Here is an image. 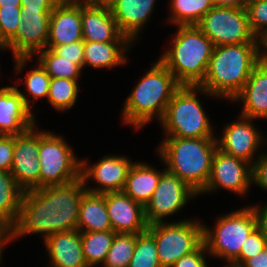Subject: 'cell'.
<instances>
[{"label":"cell","instance_id":"60d3db41","mask_svg":"<svg viewBox=\"0 0 267 267\" xmlns=\"http://www.w3.org/2000/svg\"><path fill=\"white\" fill-rule=\"evenodd\" d=\"M257 157L252 165V183L267 191V153Z\"/></svg>","mask_w":267,"mask_h":267},{"label":"cell","instance_id":"ac0fdd59","mask_svg":"<svg viewBox=\"0 0 267 267\" xmlns=\"http://www.w3.org/2000/svg\"><path fill=\"white\" fill-rule=\"evenodd\" d=\"M105 206L114 232L142 234L147 231L144 206L123 191L105 193Z\"/></svg>","mask_w":267,"mask_h":267},{"label":"cell","instance_id":"74e56055","mask_svg":"<svg viewBox=\"0 0 267 267\" xmlns=\"http://www.w3.org/2000/svg\"><path fill=\"white\" fill-rule=\"evenodd\" d=\"M62 59L76 60V64L83 68L84 63V40L72 42L70 44H63L60 46H48Z\"/></svg>","mask_w":267,"mask_h":267},{"label":"cell","instance_id":"e575fe53","mask_svg":"<svg viewBox=\"0 0 267 267\" xmlns=\"http://www.w3.org/2000/svg\"><path fill=\"white\" fill-rule=\"evenodd\" d=\"M51 77L46 73L42 66H38L27 72L24 83L29 96L33 100L48 96Z\"/></svg>","mask_w":267,"mask_h":267},{"label":"cell","instance_id":"f5cc1de1","mask_svg":"<svg viewBox=\"0 0 267 267\" xmlns=\"http://www.w3.org/2000/svg\"><path fill=\"white\" fill-rule=\"evenodd\" d=\"M251 1H253V0H245L246 4H247L248 2H251Z\"/></svg>","mask_w":267,"mask_h":267},{"label":"cell","instance_id":"f907efd6","mask_svg":"<svg viewBox=\"0 0 267 267\" xmlns=\"http://www.w3.org/2000/svg\"><path fill=\"white\" fill-rule=\"evenodd\" d=\"M59 3H64V2H81L84 0H57Z\"/></svg>","mask_w":267,"mask_h":267},{"label":"cell","instance_id":"7402d4cb","mask_svg":"<svg viewBox=\"0 0 267 267\" xmlns=\"http://www.w3.org/2000/svg\"><path fill=\"white\" fill-rule=\"evenodd\" d=\"M81 24L84 41L112 42L122 34L111 9L96 7L85 1H81Z\"/></svg>","mask_w":267,"mask_h":267},{"label":"cell","instance_id":"7dc6e473","mask_svg":"<svg viewBox=\"0 0 267 267\" xmlns=\"http://www.w3.org/2000/svg\"><path fill=\"white\" fill-rule=\"evenodd\" d=\"M214 6L246 7L245 0H212Z\"/></svg>","mask_w":267,"mask_h":267},{"label":"cell","instance_id":"8d00e7d4","mask_svg":"<svg viewBox=\"0 0 267 267\" xmlns=\"http://www.w3.org/2000/svg\"><path fill=\"white\" fill-rule=\"evenodd\" d=\"M267 247V238L256 227L251 234L243 242L240 255L232 262L237 265H242L247 259L256 256Z\"/></svg>","mask_w":267,"mask_h":267},{"label":"cell","instance_id":"cb8c5ba5","mask_svg":"<svg viewBox=\"0 0 267 267\" xmlns=\"http://www.w3.org/2000/svg\"><path fill=\"white\" fill-rule=\"evenodd\" d=\"M131 44L132 41L124 34L112 42L84 41L83 67L88 65L94 68H112L126 64L128 59L124 53L129 52Z\"/></svg>","mask_w":267,"mask_h":267},{"label":"cell","instance_id":"ba28073f","mask_svg":"<svg viewBox=\"0 0 267 267\" xmlns=\"http://www.w3.org/2000/svg\"><path fill=\"white\" fill-rule=\"evenodd\" d=\"M40 188L65 185L81 178V161L64 138L39 131Z\"/></svg>","mask_w":267,"mask_h":267},{"label":"cell","instance_id":"b9f144b4","mask_svg":"<svg viewBox=\"0 0 267 267\" xmlns=\"http://www.w3.org/2000/svg\"><path fill=\"white\" fill-rule=\"evenodd\" d=\"M59 2L57 0H21L22 12H52Z\"/></svg>","mask_w":267,"mask_h":267},{"label":"cell","instance_id":"30bf717a","mask_svg":"<svg viewBox=\"0 0 267 267\" xmlns=\"http://www.w3.org/2000/svg\"><path fill=\"white\" fill-rule=\"evenodd\" d=\"M214 44L258 43L246 7L214 6L196 25Z\"/></svg>","mask_w":267,"mask_h":267},{"label":"cell","instance_id":"7bdbcfd3","mask_svg":"<svg viewBox=\"0 0 267 267\" xmlns=\"http://www.w3.org/2000/svg\"><path fill=\"white\" fill-rule=\"evenodd\" d=\"M14 240V229L13 224L0 219V262L2 257L3 247Z\"/></svg>","mask_w":267,"mask_h":267},{"label":"cell","instance_id":"bcb514c9","mask_svg":"<svg viewBox=\"0 0 267 267\" xmlns=\"http://www.w3.org/2000/svg\"><path fill=\"white\" fill-rule=\"evenodd\" d=\"M258 51L261 59L267 58V29L257 37ZM264 50V51H263Z\"/></svg>","mask_w":267,"mask_h":267},{"label":"cell","instance_id":"5bb4252c","mask_svg":"<svg viewBox=\"0 0 267 267\" xmlns=\"http://www.w3.org/2000/svg\"><path fill=\"white\" fill-rule=\"evenodd\" d=\"M252 184V165L217 149L213 155L211 173L205 189L213 192L219 187L245 195Z\"/></svg>","mask_w":267,"mask_h":267},{"label":"cell","instance_id":"9a60e30c","mask_svg":"<svg viewBox=\"0 0 267 267\" xmlns=\"http://www.w3.org/2000/svg\"><path fill=\"white\" fill-rule=\"evenodd\" d=\"M30 99L17 86L0 88V135H20L33 128Z\"/></svg>","mask_w":267,"mask_h":267},{"label":"cell","instance_id":"83f0119b","mask_svg":"<svg viewBox=\"0 0 267 267\" xmlns=\"http://www.w3.org/2000/svg\"><path fill=\"white\" fill-rule=\"evenodd\" d=\"M23 192L10 172L0 171V219L15 223Z\"/></svg>","mask_w":267,"mask_h":267},{"label":"cell","instance_id":"603a6c76","mask_svg":"<svg viewBox=\"0 0 267 267\" xmlns=\"http://www.w3.org/2000/svg\"><path fill=\"white\" fill-rule=\"evenodd\" d=\"M154 3L155 0H118L111 9L118 30L136 41L139 30L152 15Z\"/></svg>","mask_w":267,"mask_h":267},{"label":"cell","instance_id":"f35d334b","mask_svg":"<svg viewBox=\"0 0 267 267\" xmlns=\"http://www.w3.org/2000/svg\"><path fill=\"white\" fill-rule=\"evenodd\" d=\"M14 153V135H0V171H11Z\"/></svg>","mask_w":267,"mask_h":267},{"label":"cell","instance_id":"c3c4849f","mask_svg":"<svg viewBox=\"0 0 267 267\" xmlns=\"http://www.w3.org/2000/svg\"><path fill=\"white\" fill-rule=\"evenodd\" d=\"M86 3L107 9H112L118 0H84Z\"/></svg>","mask_w":267,"mask_h":267},{"label":"cell","instance_id":"6da1fadb","mask_svg":"<svg viewBox=\"0 0 267 267\" xmlns=\"http://www.w3.org/2000/svg\"><path fill=\"white\" fill-rule=\"evenodd\" d=\"M86 192L82 178L65 185L24 191L13 224L14 239L40 233L45 241L54 233L77 230L79 206Z\"/></svg>","mask_w":267,"mask_h":267},{"label":"cell","instance_id":"816d5d0a","mask_svg":"<svg viewBox=\"0 0 267 267\" xmlns=\"http://www.w3.org/2000/svg\"><path fill=\"white\" fill-rule=\"evenodd\" d=\"M225 267H243L242 265H237L234 263H228L227 265H225Z\"/></svg>","mask_w":267,"mask_h":267},{"label":"cell","instance_id":"8fae6325","mask_svg":"<svg viewBox=\"0 0 267 267\" xmlns=\"http://www.w3.org/2000/svg\"><path fill=\"white\" fill-rule=\"evenodd\" d=\"M51 13L22 12V21L18 25L16 37L5 47L12 50L16 72L22 71L26 62L33 60V55L46 49Z\"/></svg>","mask_w":267,"mask_h":267},{"label":"cell","instance_id":"5b68a950","mask_svg":"<svg viewBox=\"0 0 267 267\" xmlns=\"http://www.w3.org/2000/svg\"><path fill=\"white\" fill-rule=\"evenodd\" d=\"M177 27L171 47L159 60L180 85L198 86L205 77L214 44L196 25Z\"/></svg>","mask_w":267,"mask_h":267},{"label":"cell","instance_id":"d4e9b609","mask_svg":"<svg viewBox=\"0 0 267 267\" xmlns=\"http://www.w3.org/2000/svg\"><path fill=\"white\" fill-rule=\"evenodd\" d=\"M163 172L149 164L133 163L129 169L123 192L144 207L151 200Z\"/></svg>","mask_w":267,"mask_h":267},{"label":"cell","instance_id":"9c48e42d","mask_svg":"<svg viewBox=\"0 0 267 267\" xmlns=\"http://www.w3.org/2000/svg\"><path fill=\"white\" fill-rule=\"evenodd\" d=\"M204 225L198 221H167L149 225L147 232L156 242L161 267H171L177 260L197 250L203 243Z\"/></svg>","mask_w":267,"mask_h":267},{"label":"cell","instance_id":"d590c367","mask_svg":"<svg viewBox=\"0 0 267 267\" xmlns=\"http://www.w3.org/2000/svg\"><path fill=\"white\" fill-rule=\"evenodd\" d=\"M248 20L253 34L258 37L267 29V0H253L246 4Z\"/></svg>","mask_w":267,"mask_h":267},{"label":"cell","instance_id":"7a4b0ae2","mask_svg":"<svg viewBox=\"0 0 267 267\" xmlns=\"http://www.w3.org/2000/svg\"><path fill=\"white\" fill-rule=\"evenodd\" d=\"M258 43L214 46L203 81L198 85L216 98H233L261 61Z\"/></svg>","mask_w":267,"mask_h":267},{"label":"cell","instance_id":"d6a6232c","mask_svg":"<svg viewBox=\"0 0 267 267\" xmlns=\"http://www.w3.org/2000/svg\"><path fill=\"white\" fill-rule=\"evenodd\" d=\"M129 267H161L156 242L147 231L137 235Z\"/></svg>","mask_w":267,"mask_h":267},{"label":"cell","instance_id":"836d02e7","mask_svg":"<svg viewBox=\"0 0 267 267\" xmlns=\"http://www.w3.org/2000/svg\"><path fill=\"white\" fill-rule=\"evenodd\" d=\"M21 21V7L0 8V46L3 50L16 37Z\"/></svg>","mask_w":267,"mask_h":267},{"label":"cell","instance_id":"4316f807","mask_svg":"<svg viewBox=\"0 0 267 267\" xmlns=\"http://www.w3.org/2000/svg\"><path fill=\"white\" fill-rule=\"evenodd\" d=\"M169 20L177 26L197 25L213 7L212 0H171Z\"/></svg>","mask_w":267,"mask_h":267},{"label":"cell","instance_id":"7c38bea8","mask_svg":"<svg viewBox=\"0 0 267 267\" xmlns=\"http://www.w3.org/2000/svg\"><path fill=\"white\" fill-rule=\"evenodd\" d=\"M196 195L198 193L178 176L163 170L151 200L144 207L147 225L163 222L164 217L178 212Z\"/></svg>","mask_w":267,"mask_h":267},{"label":"cell","instance_id":"277c9868","mask_svg":"<svg viewBox=\"0 0 267 267\" xmlns=\"http://www.w3.org/2000/svg\"><path fill=\"white\" fill-rule=\"evenodd\" d=\"M181 85L172 72L158 60L128 96L123 107L124 123L140 129L155 116L161 120L174 92Z\"/></svg>","mask_w":267,"mask_h":267},{"label":"cell","instance_id":"ab89813d","mask_svg":"<svg viewBox=\"0 0 267 267\" xmlns=\"http://www.w3.org/2000/svg\"><path fill=\"white\" fill-rule=\"evenodd\" d=\"M204 253L206 255L208 251L205 244L203 243L194 252L177 260L171 267H208Z\"/></svg>","mask_w":267,"mask_h":267},{"label":"cell","instance_id":"484cf974","mask_svg":"<svg viewBox=\"0 0 267 267\" xmlns=\"http://www.w3.org/2000/svg\"><path fill=\"white\" fill-rule=\"evenodd\" d=\"M77 230L80 232H98L112 230L105 206V193L86 192L79 206Z\"/></svg>","mask_w":267,"mask_h":267},{"label":"cell","instance_id":"ffe728a7","mask_svg":"<svg viewBox=\"0 0 267 267\" xmlns=\"http://www.w3.org/2000/svg\"><path fill=\"white\" fill-rule=\"evenodd\" d=\"M232 101L243 102L241 115L267 119V60L262 59L252 70L245 86Z\"/></svg>","mask_w":267,"mask_h":267},{"label":"cell","instance_id":"e0dca14e","mask_svg":"<svg viewBox=\"0 0 267 267\" xmlns=\"http://www.w3.org/2000/svg\"><path fill=\"white\" fill-rule=\"evenodd\" d=\"M239 117L238 121L228 123L221 139L216 140L217 149L253 165L255 153L264 142L263 136L251 123L252 118L243 115Z\"/></svg>","mask_w":267,"mask_h":267},{"label":"cell","instance_id":"4dcf8cb0","mask_svg":"<svg viewBox=\"0 0 267 267\" xmlns=\"http://www.w3.org/2000/svg\"><path fill=\"white\" fill-rule=\"evenodd\" d=\"M78 91L76 80L51 78L47 100L55 110H68L76 103Z\"/></svg>","mask_w":267,"mask_h":267},{"label":"cell","instance_id":"44dd1931","mask_svg":"<svg viewBox=\"0 0 267 267\" xmlns=\"http://www.w3.org/2000/svg\"><path fill=\"white\" fill-rule=\"evenodd\" d=\"M50 267H88L83 253L81 232H57L45 241Z\"/></svg>","mask_w":267,"mask_h":267},{"label":"cell","instance_id":"2e32d148","mask_svg":"<svg viewBox=\"0 0 267 267\" xmlns=\"http://www.w3.org/2000/svg\"><path fill=\"white\" fill-rule=\"evenodd\" d=\"M86 161L81 160V178L85 183L89 178L93 179L99 185L94 189L86 186L88 192L96 194L122 191L133 164L127 157L117 155L105 156L91 167Z\"/></svg>","mask_w":267,"mask_h":267},{"label":"cell","instance_id":"f546056e","mask_svg":"<svg viewBox=\"0 0 267 267\" xmlns=\"http://www.w3.org/2000/svg\"><path fill=\"white\" fill-rule=\"evenodd\" d=\"M38 62L51 78L78 80L81 70L76 60L62 59L52 49H44L36 53Z\"/></svg>","mask_w":267,"mask_h":267},{"label":"cell","instance_id":"4fadbf2b","mask_svg":"<svg viewBox=\"0 0 267 267\" xmlns=\"http://www.w3.org/2000/svg\"><path fill=\"white\" fill-rule=\"evenodd\" d=\"M35 126L14 136L11 175L23 191L40 188L39 132Z\"/></svg>","mask_w":267,"mask_h":267},{"label":"cell","instance_id":"3957f363","mask_svg":"<svg viewBox=\"0 0 267 267\" xmlns=\"http://www.w3.org/2000/svg\"><path fill=\"white\" fill-rule=\"evenodd\" d=\"M216 140L215 137H166L158 148L159 158L167 171L200 194L210 177Z\"/></svg>","mask_w":267,"mask_h":267},{"label":"cell","instance_id":"681fc988","mask_svg":"<svg viewBox=\"0 0 267 267\" xmlns=\"http://www.w3.org/2000/svg\"><path fill=\"white\" fill-rule=\"evenodd\" d=\"M21 7V0H0V8Z\"/></svg>","mask_w":267,"mask_h":267},{"label":"cell","instance_id":"52a82bcc","mask_svg":"<svg viewBox=\"0 0 267 267\" xmlns=\"http://www.w3.org/2000/svg\"><path fill=\"white\" fill-rule=\"evenodd\" d=\"M256 227L251 206L221 216L214 231L204 225L203 240L208 254L232 263L240 255L243 242Z\"/></svg>","mask_w":267,"mask_h":267},{"label":"cell","instance_id":"f6af8a7d","mask_svg":"<svg viewBox=\"0 0 267 267\" xmlns=\"http://www.w3.org/2000/svg\"><path fill=\"white\" fill-rule=\"evenodd\" d=\"M243 267H267V247L256 256L247 259L243 264Z\"/></svg>","mask_w":267,"mask_h":267},{"label":"cell","instance_id":"8992f818","mask_svg":"<svg viewBox=\"0 0 267 267\" xmlns=\"http://www.w3.org/2000/svg\"><path fill=\"white\" fill-rule=\"evenodd\" d=\"M210 95L200 86L181 85L173 94L160 120L166 137L200 138L214 137L207 114L203 110L197 92Z\"/></svg>","mask_w":267,"mask_h":267},{"label":"cell","instance_id":"1f68e13d","mask_svg":"<svg viewBox=\"0 0 267 267\" xmlns=\"http://www.w3.org/2000/svg\"><path fill=\"white\" fill-rule=\"evenodd\" d=\"M138 234L115 233L106 259L101 267H129Z\"/></svg>","mask_w":267,"mask_h":267},{"label":"cell","instance_id":"d6986e66","mask_svg":"<svg viewBox=\"0 0 267 267\" xmlns=\"http://www.w3.org/2000/svg\"><path fill=\"white\" fill-rule=\"evenodd\" d=\"M83 40L81 2L58 3L50 15L47 46H60Z\"/></svg>","mask_w":267,"mask_h":267},{"label":"cell","instance_id":"ee69618b","mask_svg":"<svg viewBox=\"0 0 267 267\" xmlns=\"http://www.w3.org/2000/svg\"><path fill=\"white\" fill-rule=\"evenodd\" d=\"M251 209L253 210L256 222H257V228L265 235L267 238V202L264 205V207L260 208L257 206H252Z\"/></svg>","mask_w":267,"mask_h":267},{"label":"cell","instance_id":"f1b7e54d","mask_svg":"<svg viewBox=\"0 0 267 267\" xmlns=\"http://www.w3.org/2000/svg\"><path fill=\"white\" fill-rule=\"evenodd\" d=\"M115 233L113 230L81 232L83 253L88 267L103 264L112 246Z\"/></svg>","mask_w":267,"mask_h":267}]
</instances>
